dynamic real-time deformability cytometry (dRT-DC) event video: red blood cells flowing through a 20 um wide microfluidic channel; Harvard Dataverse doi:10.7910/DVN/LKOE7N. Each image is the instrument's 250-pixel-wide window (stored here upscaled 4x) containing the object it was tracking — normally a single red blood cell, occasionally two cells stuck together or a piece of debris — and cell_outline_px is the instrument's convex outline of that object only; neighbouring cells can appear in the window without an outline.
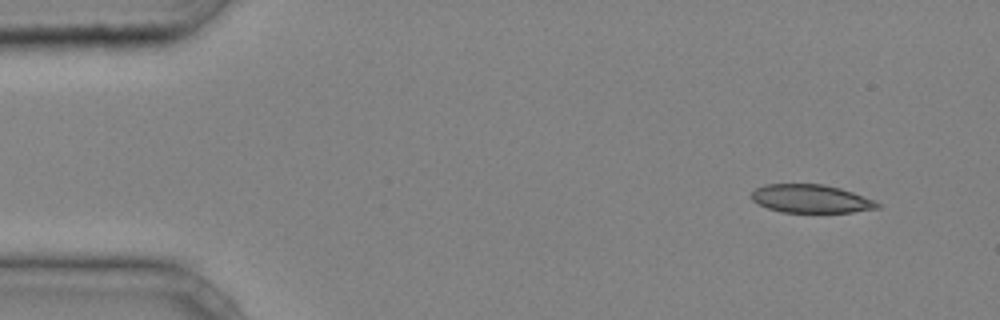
{"species": "common noctule bat (a hibernating species)", "species_latin": "Nyctalus noctula", "temperature_condition": "cold", "stored_images_in_passage": 42, "camera_frame_rate_fps": 3000, "um_per_image_px": 0.085, "animal": {"sex": "male", "body_mass_g": 20.4}, "frame": {"image": 1, "passage_image": 1, "time_ms": 0.0, "image_size_px": [1000, 320], "cell_outline_px": [[884, 204], [880, 208], [852, 212], [780, 212], [756, 204], [752, 200], [752, 192], [756, 188], [764, 184], [824, 184], [840, 188], [852, 192]], "centroid_in_image_um": [68.93, 16.89], "position_along_channel_um": 16.1, "area_um2": 20.87}}
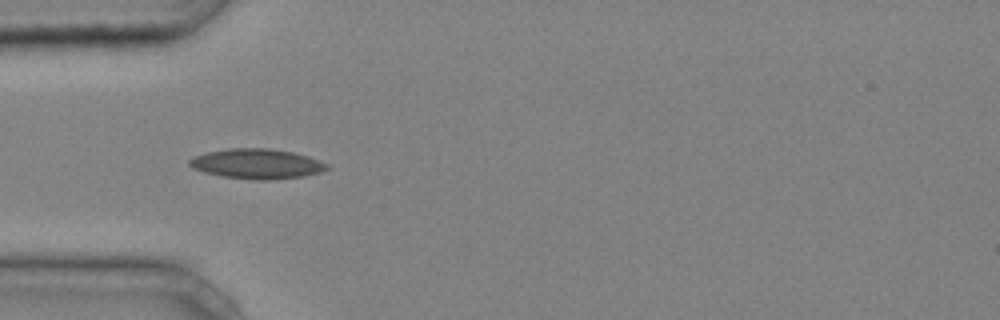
{"frame": {"image": 2, "passage_image": 11, "time_ms": 3.333, "image_size_px": [1000, 320], "cell_outline_px": [[328, 168], [320, 172], [304, 176], [268, 180], [252, 180], [220, 176], [204, 172], [192, 168], [188, 164], [188, 160], [192, 156], [204, 152], [228, 148], [268, 148], [292, 152], [308, 156], [328, 164]], "centroid_in_image_um": [21.77, 13.92], "position_along_channel_um": 63.2, "area_um2": 24.22}}
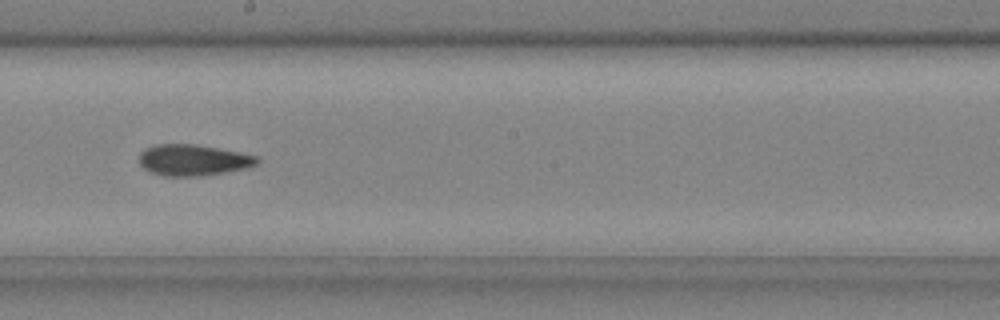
{"frame": {"image": 3, "passage_image": 23, "time_ms": 7.333, "image_size_px": [1000, 320], "cell_outline_px": [[260, 160], [256, 164], [244, 168], [224, 172], [200, 176], [164, 176], [152, 172], [144, 168], [140, 164], [140, 152], [144, 148], [156, 144], [196, 144], [256, 156]], "centroid_in_image_um": [16.36, 13.6], "position_along_channel_um": 231.8, "area_um2": 21.1}, "authors_computed_cell_mechanics": {"area_um2": 21.5883, "velocity_mm_per_s": 4.2506, "shape_relaxation_time_tau1_ms": 8.4769, "shape_relaxation_time_tau2_ms": 4.4365, "deformation_change_tau1": 0.1711, "deformation_change_tau2": 0.108}}